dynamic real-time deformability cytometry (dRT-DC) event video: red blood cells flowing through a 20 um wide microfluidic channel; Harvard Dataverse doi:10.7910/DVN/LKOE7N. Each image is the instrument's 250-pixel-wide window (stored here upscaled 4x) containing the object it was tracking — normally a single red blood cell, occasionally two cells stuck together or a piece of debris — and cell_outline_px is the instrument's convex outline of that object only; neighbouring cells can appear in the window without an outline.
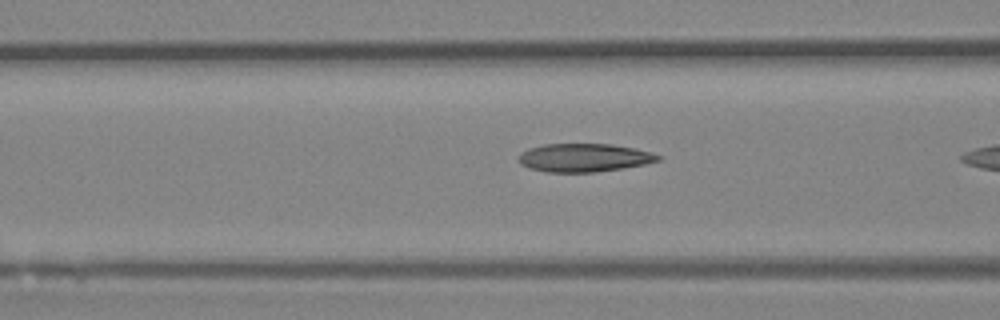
{"species": "Egyptian fruit bat (a non-hibernating species)", "species_latin": "Rousettus aegyptiacus", "temperature_condition": "room temperature", "stored_images_in_passage": 29, "camera_frame_rate_fps": 3000, "um_per_image_px": 0.085, "animal": {"sex": "female"}, "frame": {"image": 1, "passage_image": 16, "time_ms": 5.0, "image_size_px": [1000, 320], "cell_outline_px": [[664, 156], [660, 160], [644, 164], [624, 168], [596, 172], [544, 172], [528, 168], [520, 164], [516, 160], [520, 152], [528, 148], [544, 144], [612, 144], [636, 148], [652, 152]], "centroid_in_image_um": [49.63, 13.4], "position_along_channel_um": 117.0, "area_um2": 23.41}}
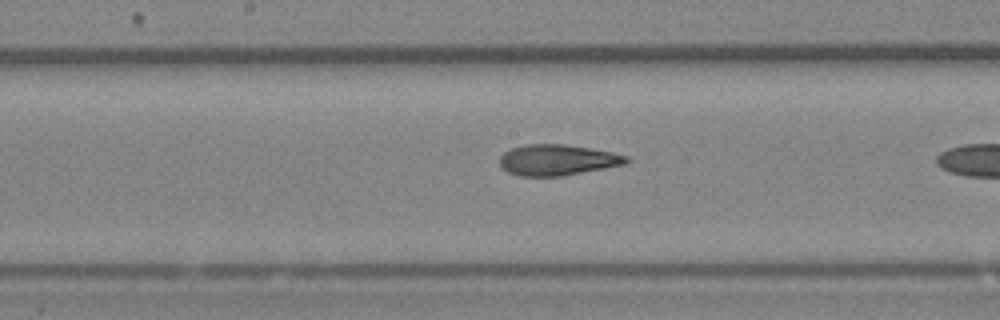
{"frame": {"image": 2, "passage_image": 22, "time_ms": 7.0, "image_size_px": [1000, 320], "cell_outline_px": [[632, 160], [624, 164], [604, 168], [560, 176], [520, 176], [508, 172], [500, 164], [500, 156], [504, 152], [512, 148], [524, 144], [564, 144], [612, 152], [628, 156]], "centroid_in_image_um": [47.38, 13.59], "position_along_channel_um": 200.8, "area_um2": 22.6}}
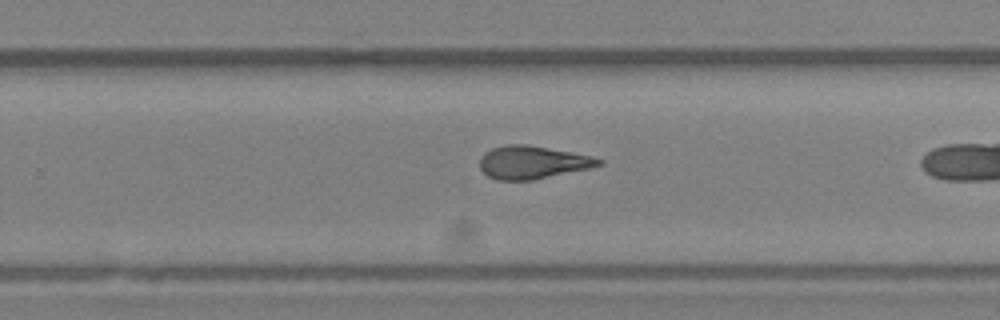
{"frame": {"image": 3, "passage_image": 28, "time_ms": 9.0, "image_size_px": [1000, 320], "cell_outline_px": [[604, 164], [588, 168], [532, 180], [496, 180], [488, 176], [480, 168], [480, 156], [484, 152], [492, 148], [508, 144], [528, 144], [592, 156], [604, 160]], "centroid_in_image_um": [45.24, 13.79], "position_along_channel_um": 284.6, "area_um2": 22.77}}